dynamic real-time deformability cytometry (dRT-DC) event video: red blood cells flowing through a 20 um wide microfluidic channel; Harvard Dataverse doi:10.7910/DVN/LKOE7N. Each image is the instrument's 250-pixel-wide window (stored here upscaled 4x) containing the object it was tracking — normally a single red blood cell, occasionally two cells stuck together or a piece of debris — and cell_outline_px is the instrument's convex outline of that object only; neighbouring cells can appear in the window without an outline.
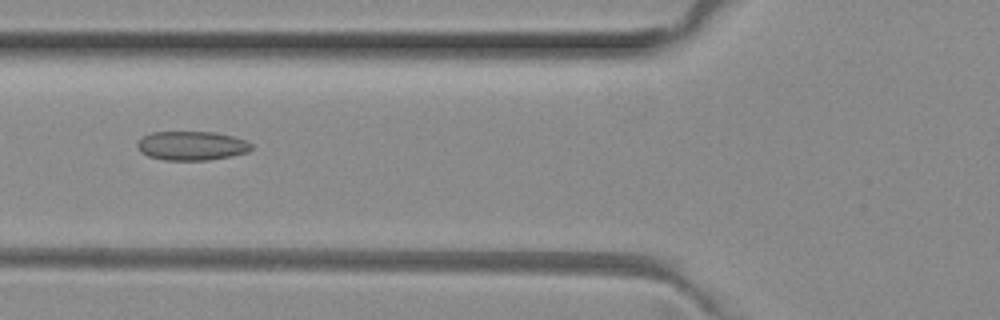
{"species": "common noctule bat (a hibernating species)", "species_latin": "Nyctalus noctula", "temperature_condition": "room temperature", "stored_images_in_passage": 5, "camera_frame_rate_fps": 3000, "um_per_image_px": 0.085, "animal": {"sex": "female", "body_mass_g": 29.2, "forearm_length_mm": 56.3}, "frame": {"image": 1, "passage_image": 5, "time_ms": 1.333, "image_size_px": [1000, 320], "cell_outline_px": [[252, 148], [248, 152], [232, 156], [208, 160], [164, 160], [148, 156], [140, 152], [136, 144], [144, 136], [152, 132], [212, 132], [232, 136], [244, 140], [252, 144]], "centroid_in_image_um": [16.29, 12.39], "position_along_channel_um": 109.5, "area_um2": 19.25}}